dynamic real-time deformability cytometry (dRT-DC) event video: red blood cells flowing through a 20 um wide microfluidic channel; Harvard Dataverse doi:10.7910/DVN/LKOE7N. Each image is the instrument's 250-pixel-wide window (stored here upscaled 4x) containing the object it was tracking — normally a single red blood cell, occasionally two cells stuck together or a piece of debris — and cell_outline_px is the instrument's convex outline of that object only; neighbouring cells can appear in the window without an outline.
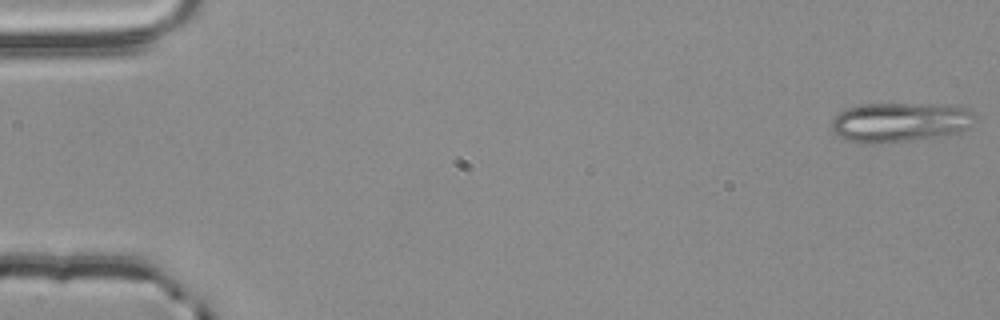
{"species": "common noctule bat (a hibernating species)", "species_latin": "Nyctalus noctula", "temperature_condition": "room temperature", "stored_images_in_passage": 55, "camera_frame_rate_fps": 3000, "um_per_image_px": 0.085, "animal": {"sex": "male", "body_mass_g": 20.4}, "frame": {"image": 1, "passage_image": 1, "time_ms": 0.0, "image_size_px": [1000, 320], "cell_outline_px": [[980, 116], [968, 128], [960, 132], [940, 136], [880, 144], [868, 144], [844, 140], [832, 132], [832, 120], [840, 112], [856, 104], [944, 104], [968, 108]], "centroid_in_image_um": [76.53, 10.39], "position_along_channel_um": 8.5, "area_um2": 33.64}}
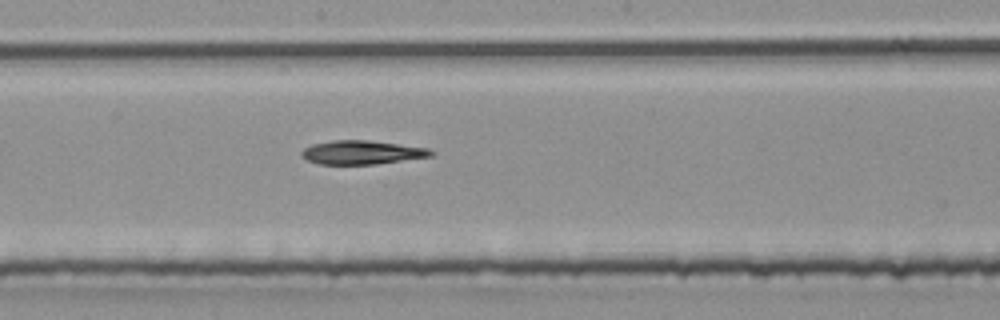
{"frame": {"image": 2, "passage_image": 30, "time_ms": 9.667, "image_size_px": [1000, 320], "cell_outline_px": [[436, 152], [432, 156], [376, 164], [320, 164], [308, 160], [300, 156], [300, 152], [304, 148], [312, 144], [332, 140], [368, 140], [428, 148]], "centroid_in_image_um": [30.75, 12.95], "position_along_channel_um": 217.5, "area_um2": 17.92}}
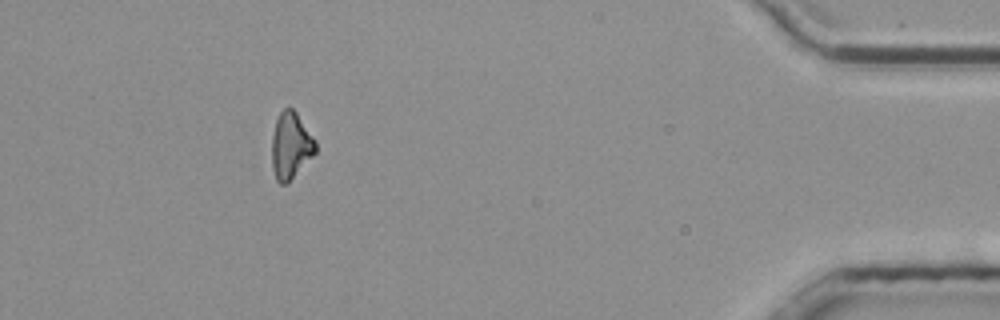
{"frame": {"image": 3, "passage_image": 50, "time_ms": 16.333, "image_size_px": [1000, 320], "cell_outline_px": [[316, 152], [288, 184], [280, 184], [276, 180], [272, 168], [272, 136], [276, 120], [280, 112], [284, 108], [292, 108], [296, 112], [316, 140]], "centroid_in_image_um": [24.71, 12.4], "position_along_channel_um": 410.5, "area_um2": 17.05}, "authors_computed_cell_mechanics": {"area_um2": 18.3226, "velocity_mm_per_s": 3.8067, "shape_relaxation_time_tau1_ms": 8.6716, "shape_relaxation_time_tau2_ms": null, "deformation_change_tau1": 0.1905, "deformation_change_tau2": null}}